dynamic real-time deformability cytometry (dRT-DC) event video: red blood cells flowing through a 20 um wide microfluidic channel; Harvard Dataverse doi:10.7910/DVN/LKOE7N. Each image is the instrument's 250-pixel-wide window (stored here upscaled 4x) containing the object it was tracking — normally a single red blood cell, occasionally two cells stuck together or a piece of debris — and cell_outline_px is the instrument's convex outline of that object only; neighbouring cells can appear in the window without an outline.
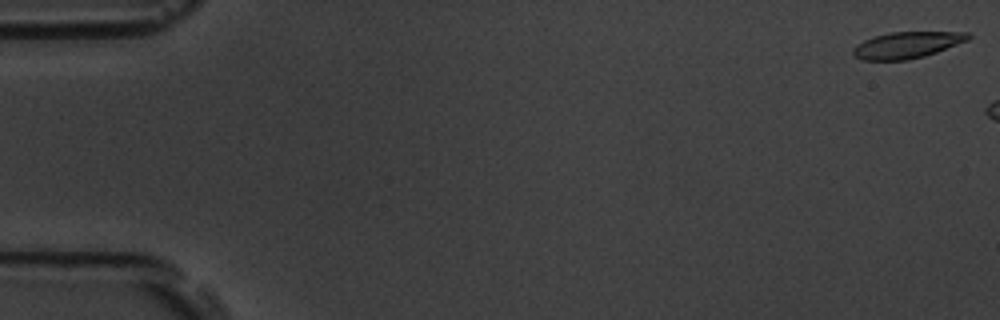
{"species": "common noctule bat (a hibernating species)", "species_latin": "Nyctalus noctula", "temperature_condition": "room temperature", "stored_images_in_passage": 9, "camera_frame_rate_fps": 3000, "um_per_image_px": 0.085, "animal": {"sex": "male", "body_mass_g": 19.5, "forearm_length_mm": 54.6}, "frame": {"image": 1, "passage_image": 1, "time_ms": 0.0, "image_size_px": [1000, 320], "cell_outline_px": [[972, 36], [968, 40], [936, 52], [924, 56], [908, 60], [860, 60], [852, 52], [852, 48], [856, 44], [864, 40], [876, 36], [892, 32], [968, 32]], "centroid_in_image_um": [77.08, 3.83], "position_along_channel_um": 7.9, "area_um2": 17.63}}